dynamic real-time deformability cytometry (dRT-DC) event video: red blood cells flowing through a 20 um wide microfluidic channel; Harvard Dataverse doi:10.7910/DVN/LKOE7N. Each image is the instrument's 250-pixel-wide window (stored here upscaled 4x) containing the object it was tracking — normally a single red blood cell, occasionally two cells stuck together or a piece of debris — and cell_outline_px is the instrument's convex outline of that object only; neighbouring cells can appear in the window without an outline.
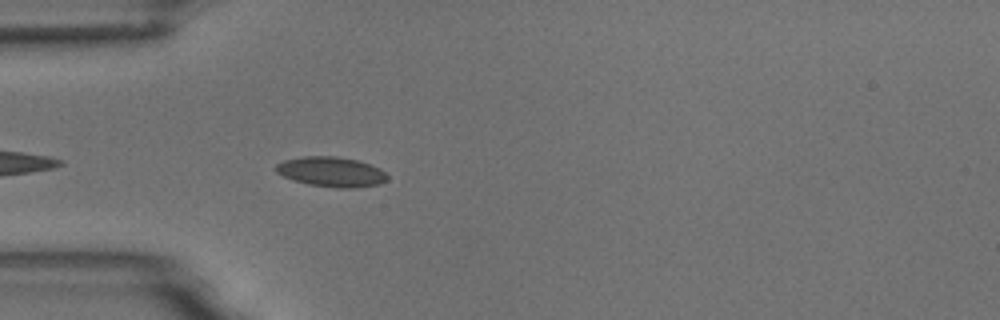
{"species": "common noctule bat (a hibernating species)", "species_latin": "Nyctalus noctula", "temperature_condition": "room temperature", "stored_images_in_passage": 1, "camera_frame_rate_fps": 3000, "um_per_image_px": 0.085, "animal": {"sex": "male", "body_mass_g": 18.8}, "frame": {"image": 1, "passage_image": 1, "time_ms": 0.0, "image_size_px": [1000, 320], "cell_outline_px": [[388, 180], [380, 184], [356, 188], [336, 188], [308, 184], [292, 180], [276, 172], [276, 164], [284, 160], [304, 156], [336, 156], [356, 160], [380, 168], [388, 176]], "centroid_in_image_um": [28.17, 14.61], "position_along_channel_um": 56.8, "area_um2": 19.48}}